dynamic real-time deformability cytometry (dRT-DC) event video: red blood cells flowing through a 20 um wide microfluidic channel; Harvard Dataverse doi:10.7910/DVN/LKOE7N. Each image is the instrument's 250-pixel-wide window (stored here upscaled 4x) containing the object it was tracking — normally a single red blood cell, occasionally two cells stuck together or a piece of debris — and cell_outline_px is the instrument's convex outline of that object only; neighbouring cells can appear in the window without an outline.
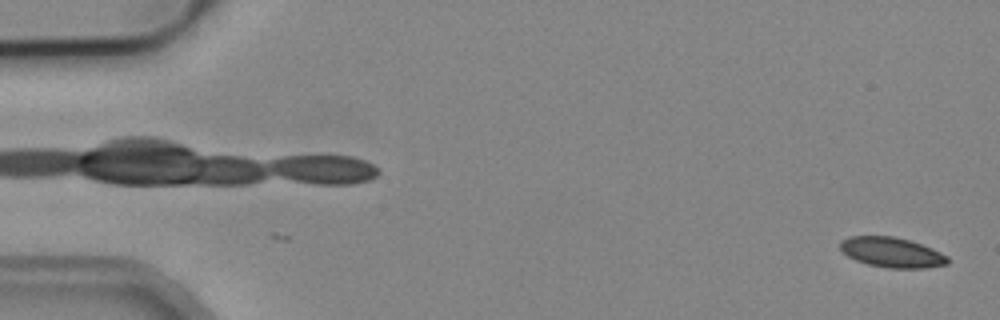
{"species": "common noctule bat (a hibernating species)", "species_latin": "Nyctalus noctula", "temperature_condition": "cold", "stored_images_in_passage": 5, "camera_frame_rate_fps": 3000, "um_per_image_px": 0.085, "animal": {"sex": "male", "body_mass_g": 19.2, "forearm_length_mm": 51.8}, "frame": {"image": 1, "passage_image": 5, "time_ms": 1.333, "image_size_px": [1000, 320], "cell_outline_px": [[948, 264], [928, 268], [888, 268], [868, 264], [856, 260], [848, 256], [840, 248], [840, 240], [848, 236], [892, 236], [908, 240], [932, 248], [948, 256]], "centroid_in_image_um": [75.8, 21.45], "position_along_channel_um": 9.2, "area_um2": 18.79}}